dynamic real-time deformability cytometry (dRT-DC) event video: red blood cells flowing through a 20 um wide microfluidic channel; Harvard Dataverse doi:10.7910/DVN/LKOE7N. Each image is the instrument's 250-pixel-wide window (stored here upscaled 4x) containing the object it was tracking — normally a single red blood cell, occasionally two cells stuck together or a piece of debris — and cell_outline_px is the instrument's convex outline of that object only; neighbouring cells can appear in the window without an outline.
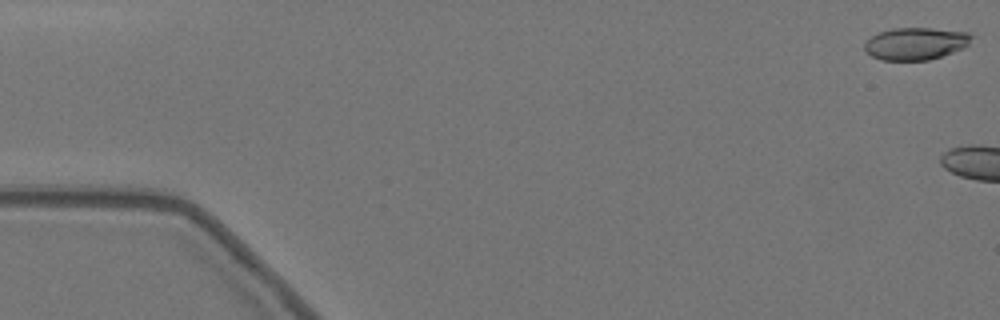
{"species": "Egyptian fruit bat (a non-hibernating species)", "species_latin": "Rousettus aegyptiacus", "temperature_condition": "warm", "stored_images_in_passage": 6, "camera_frame_rate_fps": 3000, "um_per_image_px": 0.085, "animal": {"sex": "female"}, "frame": {"image": 1, "passage_image": 1, "time_ms": 0.0, "image_size_px": [1000, 320], "cell_outline_px": [[972, 36], [968, 44], [964, 48], [928, 60], [884, 60], [872, 56], [864, 48], [864, 44], [872, 36], [880, 32], [892, 28], [932, 28], [968, 32]], "centroid_in_image_um": [77.84, 3.7], "position_along_channel_um": 7.2, "area_um2": 19.88}}